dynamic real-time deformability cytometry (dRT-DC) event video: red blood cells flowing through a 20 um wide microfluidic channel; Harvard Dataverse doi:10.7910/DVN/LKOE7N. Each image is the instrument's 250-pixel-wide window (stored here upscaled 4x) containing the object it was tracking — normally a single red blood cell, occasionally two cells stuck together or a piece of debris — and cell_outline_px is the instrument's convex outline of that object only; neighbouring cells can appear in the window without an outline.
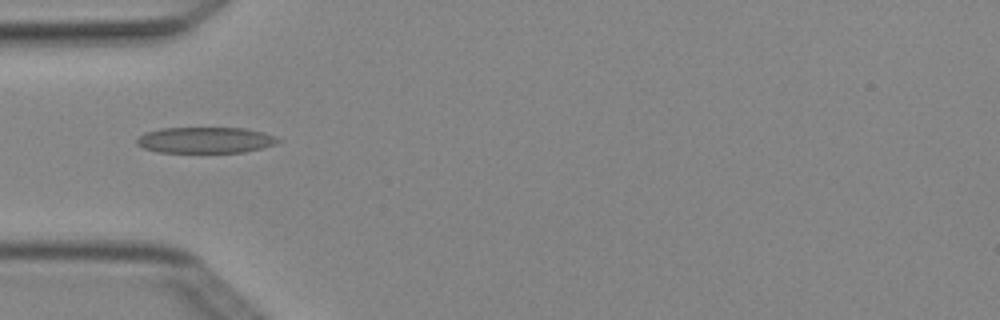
{"species": "Egyptian fruit bat (a non-hibernating species)", "species_latin": "Rousettus aegyptiacus", "temperature_condition": "cold", "stored_images_in_passage": 3, "camera_frame_rate_fps": 3000, "um_per_image_px": 0.085, "animal": {"sex": "female"}, "frame": {"image": 1, "passage_image": 3, "time_ms": 0.667, "image_size_px": [1000, 320], "cell_outline_px": [[280, 140], [276, 144], [264, 148], [244, 152], [156, 152], [144, 148], [136, 144], [136, 140], [144, 132], [160, 128], [244, 128], [264, 132]], "centroid_in_image_um": [17.43, 11.91], "position_along_channel_um": 67.6, "area_um2": 21.44}}